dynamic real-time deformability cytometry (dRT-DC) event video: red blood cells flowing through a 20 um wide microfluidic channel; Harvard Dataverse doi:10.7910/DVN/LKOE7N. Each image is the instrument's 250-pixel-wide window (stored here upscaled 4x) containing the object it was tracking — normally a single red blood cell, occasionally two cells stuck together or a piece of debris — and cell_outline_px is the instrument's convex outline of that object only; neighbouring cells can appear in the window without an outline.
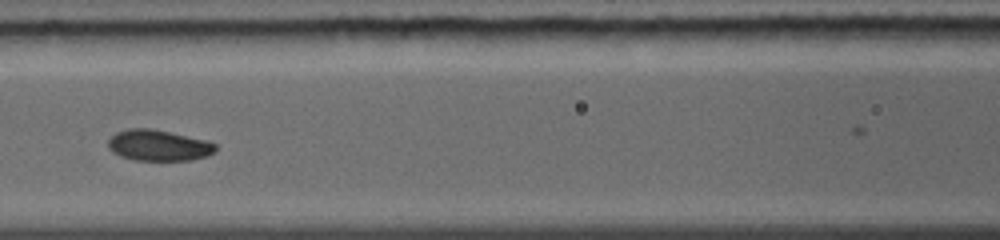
{"species": "common noctule bat (a hibernating species)", "species_latin": "Nyctalus noctula", "temperature_condition": "warm", "stored_images_in_passage": 22, "camera_frame_rate_fps": 5000, "um_per_image_px": 0.085, "animal": {"sex": "female", "body_mass_g": 19.0, "forearm_length_mm": 56.7}, "frame": {"image": 1, "passage_image": 10, "time_ms": 2.8, "image_size_px": [1000, 240], "cell_outline_px": [[216, 152], [208, 156], [192, 160], [132, 160], [120, 156], [112, 152], [108, 148], [108, 140], [116, 132], [128, 128], [148, 128], [168, 132], [204, 140], [216, 144]], "centroid_in_image_um": [13.45, 12.37], "position_along_channel_um": 153.2, "area_um2": 19.36}}
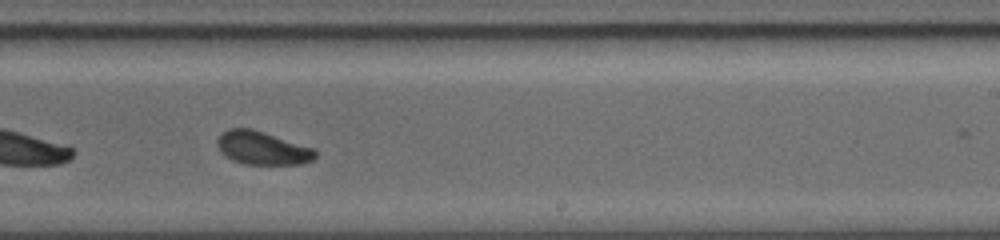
{"frame": {"image": 2, "passage_image": 16, "time_ms": 5.4, "image_size_px": [1000, 240], "cell_outline_px": [[316, 156], [312, 160], [300, 164], [244, 164], [232, 160], [224, 156], [220, 152], [216, 140], [228, 128], [252, 128], [316, 148]], "centroid_in_image_um": [22.31, 12.58], "position_along_channel_um": 266.7, "area_um2": 19.19}}
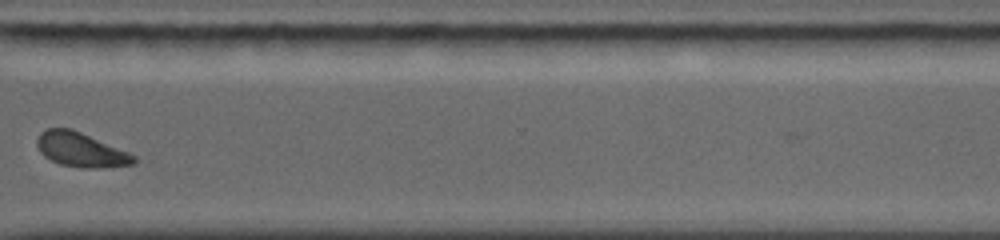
{"frame": {"image": 3, "passage_image": 19, "time_ms": 7.6, "image_size_px": [1000, 240], "cell_outline_px": [[136, 164], [104, 168], [80, 168], [60, 164], [44, 156], [40, 152], [36, 144], [36, 140], [40, 132], [48, 128], [72, 128], [128, 152], [136, 156]], "centroid_in_image_um": [6.87, 12.73], "position_along_channel_um": 363.7, "area_um2": 19.54}, "authors_computed_cell_mechanics": {"area_um2": 19.941, "velocity_mm_per_s": 4.374, "shape_relaxation_time_tau1_ms": 2.6046, "shape_relaxation_time_tau2_ms": 4.0977, "deformation_change_tau1": 0.1051, "deformation_change_tau2": 0.0799}}